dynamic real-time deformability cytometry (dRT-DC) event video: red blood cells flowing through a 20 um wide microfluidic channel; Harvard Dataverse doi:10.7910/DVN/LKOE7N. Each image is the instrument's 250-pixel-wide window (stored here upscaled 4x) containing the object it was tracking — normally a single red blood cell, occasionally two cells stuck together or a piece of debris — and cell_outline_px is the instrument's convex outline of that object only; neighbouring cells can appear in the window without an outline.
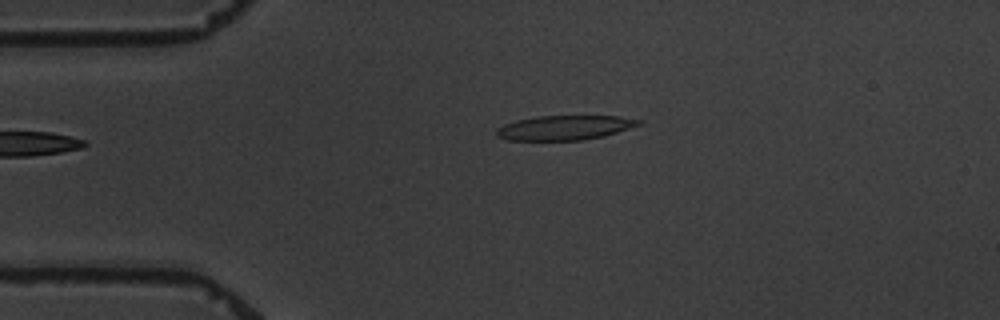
{"species": "common noctule bat (a hibernating species)", "species_latin": "Nyctalus noctula", "temperature_condition": "warm", "stored_images_in_passage": 5, "camera_frame_rate_fps": 3000, "um_per_image_px": 0.085, "animal": {"sex": "male", "body_mass_g": 19.5, "forearm_length_mm": 54.6}, "frame": {"image": 1, "passage_image": 5, "time_ms": 6.0, "image_size_px": [1000, 320], "cell_outline_px": [[644, 124], [604, 136], [584, 140], [508, 140], [496, 136], [496, 128], [504, 124], [516, 120], [536, 116], [620, 116], [644, 120]], "centroid_in_image_um": [48.04, 10.85], "position_along_channel_um": 37.0, "area_um2": 20.58}}